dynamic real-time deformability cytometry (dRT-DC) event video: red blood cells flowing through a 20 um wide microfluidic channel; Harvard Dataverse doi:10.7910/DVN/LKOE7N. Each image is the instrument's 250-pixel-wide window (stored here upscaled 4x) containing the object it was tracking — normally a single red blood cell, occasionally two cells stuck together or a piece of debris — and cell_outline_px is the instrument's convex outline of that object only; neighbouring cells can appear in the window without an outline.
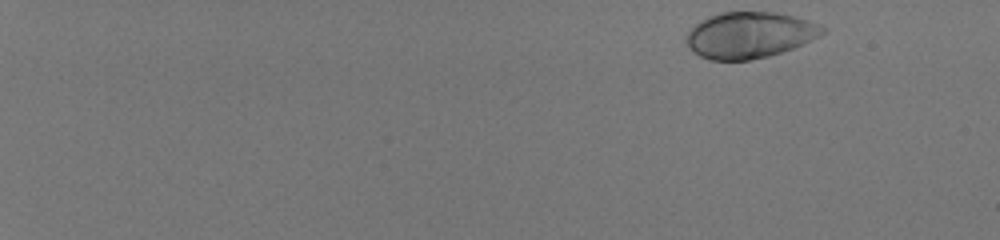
{"species": "human", "species_latin": "Homo sapiens", "temperature_condition": "room temperature", "stored_images_in_passage": 51, "camera_frame_rate_fps": 3000, "um_per_image_px": 0.085, "donor": {"sex": "male"}, "frame": {"image": 1, "passage_image": 1, "time_ms": 0.0, "image_size_px": [1000, 240], "cell_outline_px": [[828, 32], [820, 36], [792, 48], [768, 56], [748, 60], [712, 60], [700, 56], [692, 52], [688, 48], [684, 40], [684, 36], [700, 20], [708, 16], [720, 12], [776, 12], [808, 20], [820, 24], [828, 28]], "centroid_in_image_um": [63.7, 2.97], "position_along_channel_um": 21.3, "area_um2": 36.88}}
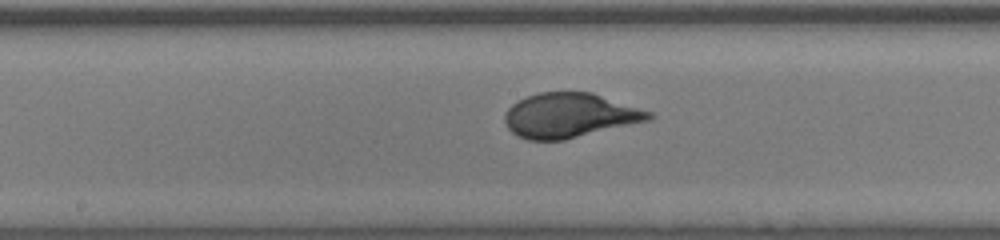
{"frame": {"image": 2, "passage_image": 30, "time_ms": 9.667, "image_size_px": [1000, 240], "cell_outline_px": [[656, 116], [652, 120], [564, 140], [528, 140], [512, 132], [508, 128], [504, 120], [504, 116], [508, 108], [516, 100], [540, 92], [592, 92], [652, 112]], "centroid_in_image_um": [48.44, 9.81], "position_along_channel_um": 199.8, "area_um2": 37.57}}
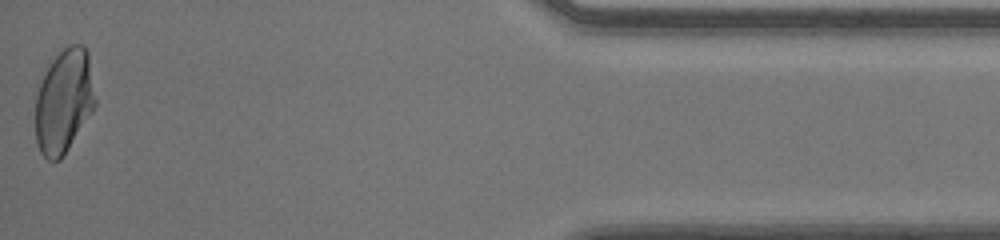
{"frame": {"image": 3, "passage_image": 51, "time_ms": 16.667, "image_size_px": [1000, 240], "cell_outline_px": [[96, 104], [92, 112], [60, 160], [48, 160], [40, 152], [36, 140], [36, 96], [40, 84], [52, 60], [68, 44], [84, 44], [88, 52], [96, 100]], "centroid_in_image_um": [5.45, 8.58], "position_along_channel_um": 429.7, "area_um2": 35.95}, "authors_computed_cell_mechanics": {"area_um2": 36.4718, "velocity_mm_per_s": 4.0257, "shape_relaxation_time_tau1_ms": 4.3407, "shape_relaxation_time_tau2_ms": null, "deformation_change_tau1": 0.2043, "deformation_change_tau2": null}}